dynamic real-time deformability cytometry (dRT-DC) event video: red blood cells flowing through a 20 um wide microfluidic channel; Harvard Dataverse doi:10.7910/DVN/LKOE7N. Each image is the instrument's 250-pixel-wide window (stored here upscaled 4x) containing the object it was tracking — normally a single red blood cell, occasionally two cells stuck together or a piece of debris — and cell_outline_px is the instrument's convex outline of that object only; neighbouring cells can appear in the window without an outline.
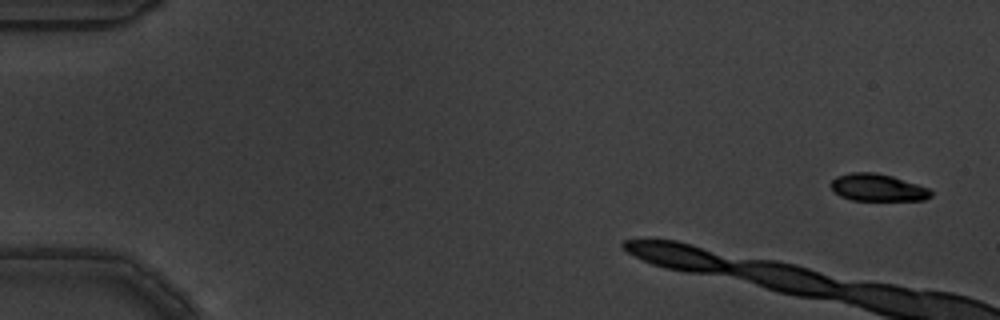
{"species": "common noctule bat (a hibernating species)", "species_latin": "Nyctalus noctula", "temperature_condition": "warm", "stored_images_in_passage": 8, "camera_frame_rate_fps": 3000, "um_per_image_px": 0.085, "animal": {"sex": "male", "body_mass_g": 19.5, "forearm_length_mm": 54.6}, "frame": {"image": 1, "passage_image": 1, "time_ms": 0.0, "image_size_px": [1000, 320], "cell_outline_px": [[932, 196], [924, 200], [852, 200], [840, 196], [832, 188], [832, 180], [836, 176], [852, 172], [876, 172], [892, 176], [928, 188], [932, 192]], "centroid_in_image_um": [74.6, 15.94], "position_along_channel_um": 10.4, "area_um2": 15.72}}
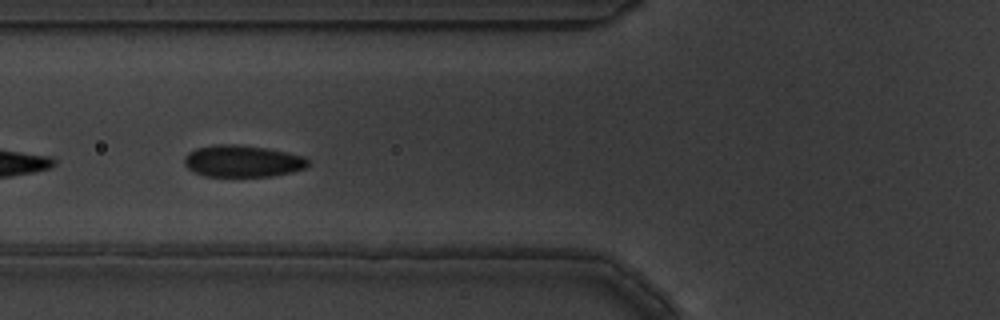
{"frame": {"image": 2, "passage_image": 7, "time_ms": 2.0, "image_size_px": [1000, 320], "cell_outline_px": [[308, 164], [304, 168], [292, 172], [272, 176], [204, 176], [188, 168], [184, 164], [184, 156], [188, 152], [196, 148], [212, 144], [236, 144], [268, 148], [288, 152], [304, 156], [308, 160]], "centroid_in_image_um": [20.6, 13.68], "position_along_channel_um": 105.2, "area_um2": 23.06}}
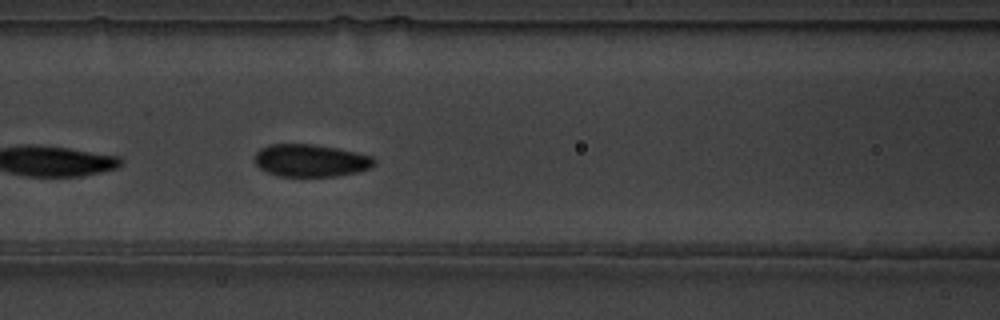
{"frame": {"image": 3, "passage_image": 8, "time_ms": 2.333, "image_size_px": [1000, 320], "cell_outline_px": [[376, 164], [372, 168], [356, 172], [336, 176], [280, 176], [268, 172], [260, 168], [256, 164], [256, 152], [260, 148], [268, 144], [312, 144], [336, 148], [356, 152], [372, 156], [376, 160]], "centroid_in_image_um": [26.44, 13.64], "position_along_channel_um": 140.2, "area_um2": 22.6}}